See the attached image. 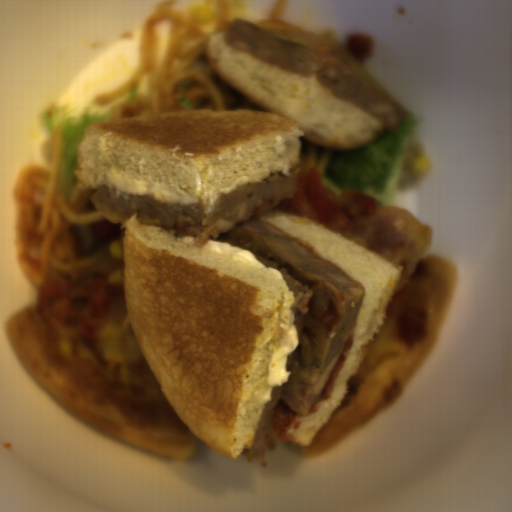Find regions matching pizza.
<instances>
[{
    "mask_svg": "<svg viewBox=\"0 0 512 512\" xmlns=\"http://www.w3.org/2000/svg\"><path fill=\"white\" fill-rule=\"evenodd\" d=\"M6 334L35 380L95 428L177 461L195 453L197 437L165 397L144 355L105 360L96 334H72L45 323L36 302L8 319Z\"/></svg>",
    "mask_w": 512,
    "mask_h": 512,
    "instance_id": "pizza-2",
    "label": "pizza"
},
{
    "mask_svg": "<svg viewBox=\"0 0 512 512\" xmlns=\"http://www.w3.org/2000/svg\"><path fill=\"white\" fill-rule=\"evenodd\" d=\"M116 270H124V265L123 259L114 256L78 281H84L92 278H104L107 282L108 277Z\"/></svg>",
    "mask_w": 512,
    "mask_h": 512,
    "instance_id": "pizza-4",
    "label": "pizza"
},
{
    "mask_svg": "<svg viewBox=\"0 0 512 512\" xmlns=\"http://www.w3.org/2000/svg\"><path fill=\"white\" fill-rule=\"evenodd\" d=\"M403 266L379 335L349 380L346 393L309 446L287 442L316 458L395 404L432 353L455 294L456 269L427 256L432 231L414 214L377 207L338 232Z\"/></svg>",
    "mask_w": 512,
    "mask_h": 512,
    "instance_id": "pizza-1",
    "label": "pizza"
},
{
    "mask_svg": "<svg viewBox=\"0 0 512 512\" xmlns=\"http://www.w3.org/2000/svg\"><path fill=\"white\" fill-rule=\"evenodd\" d=\"M107 290L111 296L108 312L102 324H119L128 318L124 289Z\"/></svg>",
    "mask_w": 512,
    "mask_h": 512,
    "instance_id": "pizza-3",
    "label": "pizza"
}]
</instances>
